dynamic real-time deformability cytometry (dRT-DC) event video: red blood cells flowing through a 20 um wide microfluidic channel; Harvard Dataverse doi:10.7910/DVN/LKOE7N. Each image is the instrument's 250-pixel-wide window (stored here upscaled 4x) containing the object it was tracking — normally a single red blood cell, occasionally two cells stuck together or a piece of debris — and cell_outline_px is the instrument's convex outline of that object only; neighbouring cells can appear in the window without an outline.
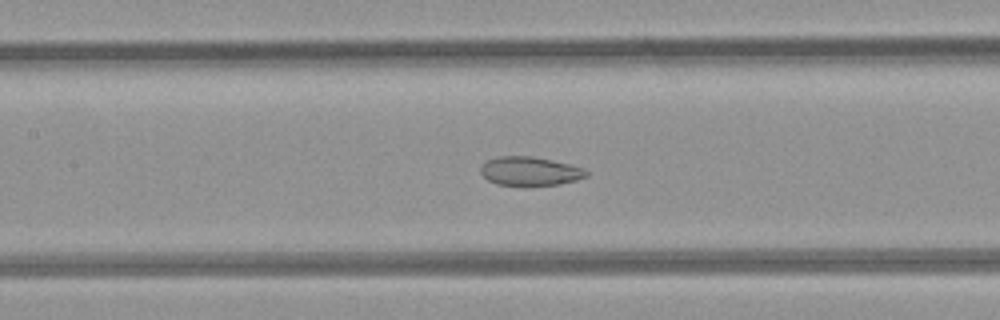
{"species": "common noctule bat (a hibernating species)", "species_latin": "Nyctalus noctula", "temperature_condition": "room temperature", "stored_images_in_passage": 48, "camera_frame_rate_fps": 3000, "um_per_image_px": 0.085, "animal": {"sex": "female", "body_mass_g": 21.9}, "frame": {"image": 1, "passage_image": 22, "time_ms": 7.0, "image_size_px": [1000, 320], "cell_outline_px": [[588, 176], [576, 180], [560, 184], [528, 188], [496, 184], [488, 180], [480, 172], [480, 168], [488, 160], [500, 156], [532, 156], [552, 160], [584, 168], [588, 172]], "centroid_in_image_um": [45.05, 14.59], "position_along_channel_um": 162.3, "area_um2": 18.26}}
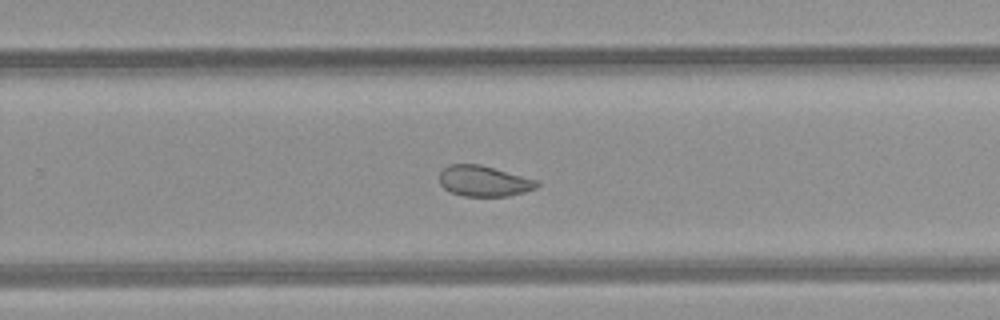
{"frame": {"image": 2, "passage_image": 31, "time_ms": 10.0, "image_size_px": [1000, 320], "cell_outline_px": [[540, 184], [536, 188], [524, 192], [508, 196], [464, 196], [452, 192], [444, 188], [440, 184], [440, 172], [448, 164], [480, 164], [540, 180]], "centroid_in_image_um": [41.16, 15.38], "position_along_channel_um": 288.6, "area_um2": 17.57}}
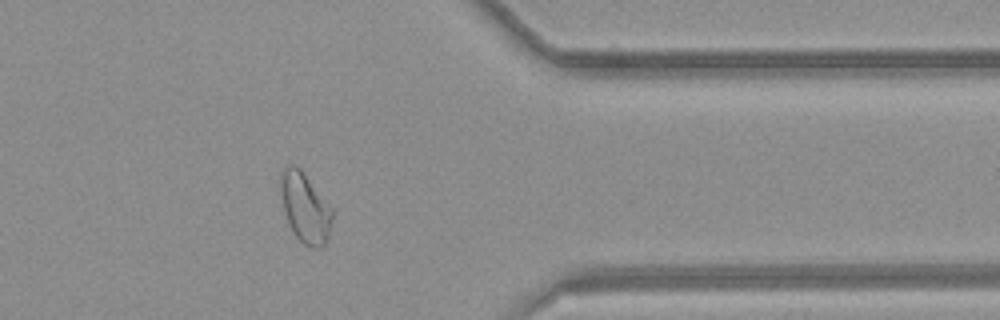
{"frame": {"image": 3, "passage_image": 39, "time_ms": 12.667, "image_size_px": [1000, 320], "cell_outline_px": [[332, 220], [328, 236], [324, 244], [320, 248], [312, 248], [304, 244], [296, 236], [284, 212], [280, 188], [280, 172], [284, 164], [292, 164], [300, 168], [332, 208]], "centroid_in_image_um": [25.91, 17.61], "position_along_channel_um": 385.5, "area_um2": 20.87}, "authors_computed_cell_mechanics": {"area_um2": 21.9929, "velocity_mm_per_s": 4.2298, "shape_relaxation_time_tau1_ms": null, "shape_relaxation_time_tau2_ms": 1.3082, "deformation_change_tau1": null, "deformation_change_tau2": 0.0622}}